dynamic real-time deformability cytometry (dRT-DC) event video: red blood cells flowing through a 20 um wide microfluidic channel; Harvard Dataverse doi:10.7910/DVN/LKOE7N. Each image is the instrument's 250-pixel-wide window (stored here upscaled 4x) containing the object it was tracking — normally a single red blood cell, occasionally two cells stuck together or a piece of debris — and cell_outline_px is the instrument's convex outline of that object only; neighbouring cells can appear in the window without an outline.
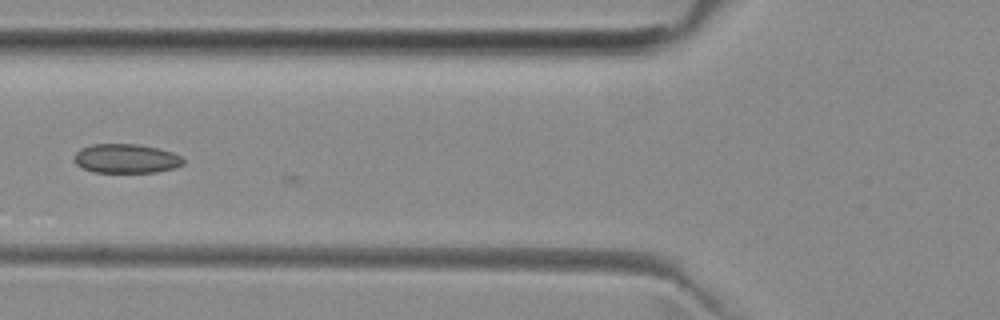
{"species": "common noctule bat (a hibernating species)", "species_latin": "Nyctalus noctula", "temperature_condition": "room temperature", "stored_images_in_passage": 6, "camera_frame_rate_fps": 3000, "um_per_image_px": 0.085, "animal": {"sex": "female", "body_mass_g": 29.2, "forearm_length_mm": 56.3}, "frame": {"image": 1, "passage_image": 5, "time_ms": 4.667, "image_size_px": [1000, 320], "cell_outline_px": [[184, 164], [176, 168], [156, 172], [92, 172], [76, 164], [72, 160], [72, 156], [80, 148], [92, 144], [136, 144], [160, 148], [172, 152], [180, 156], [184, 160]], "centroid_in_image_um": [10.7, 13.47], "position_along_channel_um": 115.1, "area_um2": 18.79}}